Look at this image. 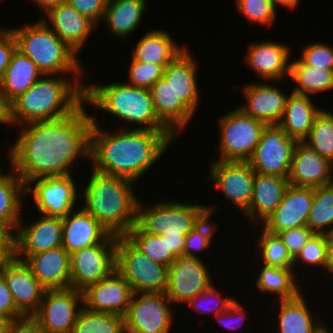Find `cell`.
I'll use <instances>...</instances> for the list:
<instances>
[{"instance_id": "cb8c5ba5", "label": "cell", "mask_w": 333, "mask_h": 333, "mask_svg": "<svg viewBox=\"0 0 333 333\" xmlns=\"http://www.w3.org/2000/svg\"><path fill=\"white\" fill-rule=\"evenodd\" d=\"M245 62L261 80L280 81L290 76V47L273 40L254 42L248 48Z\"/></svg>"}, {"instance_id": "94428289", "label": "cell", "mask_w": 333, "mask_h": 333, "mask_svg": "<svg viewBox=\"0 0 333 333\" xmlns=\"http://www.w3.org/2000/svg\"><path fill=\"white\" fill-rule=\"evenodd\" d=\"M277 9V5H281L282 7L284 6L285 8H288L290 10H293L295 8L300 0H271Z\"/></svg>"}, {"instance_id": "6125c7cd", "label": "cell", "mask_w": 333, "mask_h": 333, "mask_svg": "<svg viewBox=\"0 0 333 333\" xmlns=\"http://www.w3.org/2000/svg\"><path fill=\"white\" fill-rule=\"evenodd\" d=\"M12 319L4 315H0V333H8V328Z\"/></svg>"}, {"instance_id": "11a10c76", "label": "cell", "mask_w": 333, "mask_h": 333, "mask_svg": "<svg viewBox=\"0 0 333 333\" xmlns=\"http://www.w3.org/2000/svg\"><path fill=\"white\" fill-rule=\"evenodd\" d=\"M8 333H44L38 320L33 315H24L12 319Z\"/></svg>"}, {"instance_id": "8992f818", "label": "cell", "mask_w": 333, "mask_h": 333, "mask_svg": "<svg viewBox=\"0 0 333 333\" xmlns=\"http://www.w3.org/2000/svg\"><path fill=\"white\" fill-rule=\"evenodd\" d=\"M17 49L31 59L42 75L83 76L84 67L74 52L41 19L22 28H11Z\"/></svg>"}, {"instance_id": "30bf717a", "label": "cell", "mask_w": 333, "mask_h": 333, "mask_svg": "<svg viewBox=\"0 0 333 333\" xmlns=\"http://www.w3.org/2000/svg\"><path fill=\"white\" fill-rule=\"evenodd\" d=\"M116 241L110 234L102 243L70 253L71 288L83 291L116 270Z\"/></svg>"}, {"instance_id": "ba28073f", "label": "cell", "mask_w": 333, "mask_h": 333, "mask_svg": "<svg viewBox=\"0 0 333 333\" xmlns=\"http://www.w3.org/2000/svg\"><path fill=\"white\" fill-rule=\"evenodd\" d=\"M115 268L133 293L166 292L168 266L150 260L125 236H117Z\"/></svg>"}, {"instance_id": "83f0119b", "label": "cell", "mask_w": 333, "mask_h": 333, "mask_svg": "<svg viewBox=\"0 0 333 333\" xmlns=\"http://www.w3.org/2000/svg\"><path fill=\"white\" fill-rule=\"evenodd\" d=\"M197 63L186 47L165 68L163 78L180 99L195 113L200 101L197 83Z\"/></svg>"}, {"instance_id": "681fc988", "label": "cell", "mask_w": 333, "mask_h": 333, "mask_svg": "<svg viewBox=\"0 0 333 333\" xmlns=\"http://www.w3.org/2000/svg\"><path fill=\"white\" fill-rule=\"evenodd\" d=\"M281 238L283 244L286 246L287 251L294 259L301 248L307 243V241L313 236L314 232L307 226H301L297 228L287 229L277 233Z\"/></svg>"}, {"instance_id": "6f0895ef", "label": "cell", "mask_w": 333, "mask_h": 333, "mask_svg": "<svg viewBox=\"0 0 333 333\" xmlns=\"http://www.w3.org/2000/svg\"><path fill=\"white\" fill-rule=\"evenodd\" d=\"M0 251L7 257L13 255V235L0 223Z\"/></svg>"}, {"instance_id": "816d5d0a", "label": "cell", "mask_w": 333, "mask_h": 333, "mask_svg": "<svg viewBox=\"0 0 333 333\" xmlns=\"http://www.w3.org/2000/svg\"><path fill=\"white\" fill-rule=\"evenodd\" d=\"M16 48L17 42L11 28H0V79Z\"/></svg>"}, {"instance_id": "d6986e66", "label": "cell", "mask_w": 333, "mask_h": 333, "mask_svg": "<svg viewBox=\"0 0 333 333\" xmlns=\"http://www.w3.org/2000/svg\"><path fill=\"white\" fill-rule=\"evenodd\" d=\"M82 294L83 306L87 310L124 317L133 291L123 276L114 270L108 277L87 286Z\"/></svg>"}, {"instance_id": "3957f363", "label": "cell", "mask_w": 333, "mask_h": 333, "mask_svg": "<svg viewBox=\"0 0 333 333\" xmlns=\"http://www.w3.org/2000/svg\"><path fill=\"white\" fill-rule=\"evenodd\" d=\"M81 78L82 76L72 75L70 78L43 75L25 93L12 101L14 125L19 128V125L72 114L84 102L85 83Z\"/></svg>"}, {"instance_id": "603a6c76", "label": "cell", "mask_w": 333, "mask_h": 333, "mask_svg": "<svg viewBox=\"0 0 333 333\" xmlns=\"http://www.w3.org/2000/svg\"><path fill=\"white\" fill-rule=\"evenodd\" d=\"M45 15L46 18L43 16L41 20L77 54L97 27L66 1L50 8Z\"/></svg>"}, {"instance_id": "e575fe53", "label": "cell", "mask_w": 333, "mask_h": 333, "mask_svg": "<svg viewBox=\"0 0 333 333\" xmlns=\"http://www.w3.org/2000/svg\"><path fill=\"white\" fill-rule=\"evenodd\" d=\"M302 293L293 299L279 300L278 333H318L324 327L318 317H313Z\"/></svg>"}, {"instance_id": "e7e4bbea", "label": "cell", "mask_w": 333, "mask_h": 333, "mask_svg": "<svg viewBox=\"0 0 333 333\" xmlns=\"http://www.w3.org/2000/svg\"><path fill=\"white\" fill-rule=\"evenodd\" d=\"M318 333H333V332H331L330 329H328L325 324L324 327Z\"/></svg>"}, {"instance_id": "f1b7e54d", "label": "cell", "mask_w": 333, "mask_h": 333, "mask_svg": "<svg viewBox=\"0 0 333 333\" xmlns=\"http://www.w3.org/2000/svg\"><path fill=\"white\" fill-rule=\"evenodd\" d=\"M158 119L176 136L192 119L194 112L162 77L150 88Z\"/></svg>"}, {"instance_id": "4dcf8cb0", "label": "cell", "mask_w": 333, "mask_h": 333, "mask_svg": "<svg viewBox=\"0 0 333 333\" xmlns=\"http://www.w3.org/2000/svg\"><path fill=\"white\" fill-rule=\"evenodd\" d=\"M10 171L4 174L0 168V223L14 236L23 218L21 209L26 197V185L14 169Z\"/></svg>"}, {"instance_id": "7a4b0ae2", "label": "cell", "mask_w": 333, "mask_h": 333, "mask_svg": "<svg viewBox=\"0 0 333 333\" xmlns=\"http://www.w3.org/2000/svg\"><path fill=\"white\" fill-rule=\"evenodd\" d=\"M92 117L90 162L99 173L136 182L176 139L171 131L132 129L122 126L110 133Z\"/></svg>"}, {"instance_id": "ee69618b", "label": "cell", "mask_w": 333, "mask_h": 333, "mask_svg": "<svg viewBox=\"0 0 333 333\" xmlns=\"http://www.w3.org/2000/svg\"><path fill=\"white\" fill-rule=\"evenodd\" d=\"M211 216V214H208L186 235L184 256L197 258L199 256L195 251L207 250L212 246V237L217 232V228L215 222L209 221Z\"/></svg>"}, {"instance_id": "60d3db41", "label": "cell", "mask_w": 333, "mask_h": 333, "mask_svg": "<svg viewBox=\"0 0 333 333\" xmlns=\"http://www.w3.org/2000/svg\"><path fill=\"white\" fill-rule=\"evenodd\" d=\"M320 156L333 163V113L322 109L315 117L309 135L303 140Z\"/></svg>"}, {"instance_id": "6da1fadb", "label": "cell", "mask_w": 333, "mask_h": 333, "mask_svg": "<svg viewBox=\"0 0 333 333\" xmlns=\"http://www.w3.org/2000/svg\"><path fill=\"white\" fill-rule=\"evenodd\" d=\"M84 104L66 117L22 126L8 155L25 185L45 176L72 175L71 165L79 157L90 161L93 123Z\"/></svg>"}, {"instance_id": "b9f144b4", "label": "cell", "mask_w": 333, "mask_h": 333, "mask_svg": "<svg viewBox=\"0 0 333 333\" xmlns=\"http://www.w3.org/2000/svg\"><path fill=\"white\" fill-rule=\"evenodd\" d=\"M261 229V235L256 241L258 243L256 247L261 251L263 265L293 268V258L278 234L268 232L263 227Z\"/></svg>"}, {"instance_id": "484cf974", "label": "cell", "mask_w": 333, "mask_h": 333, "mask_svg": "<svg viewBox=\"0 0 333 333\" xmlns=\"http://www.w3.org/2000/svg\"><path fill=\"white\" fill-rule=\"evenodd\" d=\"M289 185L288 178L255 172L253 195L244 216L246 214L255 226L261 225L281 203Z\"/></svg>"}, {"instance_id": "74e56055", "label": "cell", "mask_w": 333, "mask_h": 333, "mask_svg": "<svg viewBox=\"0 0 333 333\" xmlns=\"http://www.w3.org/2000/svg\"><path fill=\"white\" fill-rule=\"evenodd\" d=\"M307 227L316 234H329L333 229V187L329 184L314 188Z\"/></svg>"}, {"instance_id": "f907efd6", "label": "cell", "mask_w": 333, "mask_h": 333, "mask_svg": "<svg viewBox=\"0 0 333 333\" xmlns=\"http://www.w3.org/2000/svg\"><path fill=\"white\" fill-rule=\"evenodd\" d=\"M66 2L98 26V22L103 20L108 0H66Z\"/></svg>"}, {"instance_id": "8fae6325", "label": "cell", "mask_w": 333, "mask_h": 333, "mask_svg": "<svg viewBox=\"0 0 333 333\" xmlns=\"http://www.w3.org/2000/svg\"><path fill=\"white\" fill-rule=\"evenodd\" d=\"M172 302L166 293H133L124 316L125 333H169Z\"/></svg>"}, {"instance_id": "1f68e13d", "label": "cell", "mask_w": 333, "mask_h": 333, "mask_svg": "<svg viewBox=\"0 0 333 333\" xmlns=\"http://www.w3.org/2000/svg\"><path fill=\"white\" fill-rule=\"evenodd\" d=\"M147 0H108L103 22L109 34L124 39L133 33L143 18Z\"/></svg>"}, {"instance_id": "f546056e", "label": "cell", "mask_w": 333, "mask_h": 333, "mask_svg": "<svg viewBox=\"0 0 333 333\" xmlns=\"http://www.w3.org/2000/svg\"><path fill=\"white\" fill-rule=\"evenodd\" d=\"M313 102L310 96L292 91L287 96L284 114L278 125L288 136L303 141L309 135L315 117L322 110Z\"/></svg>"}, {"instance_id": "c3c4849f", "label": "cell", "mask_w": 333, "mask_h": 333, "mask_svg": "<svg viewBox=\"0 0 333 333\" xmlns=\"http://www.w3.org/2000/svg\"><path fill=\"white\" fill-rule=\"evenodd\" d=\"M301 59L315 68L333 70V48L323 42L308 44L301 54Z\"/></svg>"}, {"instance_id": "4fadbf2b", "label": "cell", "mask_w": 333, "mask_h": 333, "mask_svg": "<svg viewBox=\"0 0 333 333\" xmlns=\"http://www.w3.org/2000/svg\"><path fill=\"white\" fill-rule=\"evenodd\" d=\"M75 183L72 175L37 178L26 185V196L32 194L37 212L46 216L64 217L75 209L79 198Z\"/></svg>"}, {"instance_id": "7c38bea8", "label": "cell", "mask_w": 333, "mask_h": 333, "mask_svg": "<svg viewBox=\"0 0 333 333\" xmlns=\"http://www.w3.org/2000/svg\"><path fill=\"white\" fill-rule=\"evenodd\" d=\"M297 142L279 125H266L253 155L247 162L257 173L288 178Z\"/></svg>"}, {"instance_id": "d4e9b609", "label": "cell", "mask_w": 333, "mask_h": 333, "mask_svg": "<svg viewBox=\"0 0 333 333\" xmlns=\"http://www.w3.org/2000/svg\"><path fill=\"white\" fill-rule=\"evenodd\" d=\"M70 254L61 246L34 255L25 262L46 290L68 289L70 283Z\"/></svg>"}, {"instance_id": "be15d7a7", "label": "cell", "mask_w": 333, "mask_h": 333, "mask_svg": "<svg viewBox=\"0 0 333 333\" xmlns=\"http://www.w3.org/2000/svg\"><path fill=\"white\" fill-rule=\"evenodd\" d=\"M326 270L333 275V244L329 245Z\"/></svg>"}, {"instance_id": "db71d44e", "label": "cell", "mask_w": 333, "mask_h": 333, "mask_svg": "<svg viewBox=\"0 0 333 333\" xmlns=\"http://www.w3.org/2000/svg\"><path fill=\"white\" fill-rule=\"evenodd\" d=\"M0 315L16 319L24 316L14 303L4 275L0 272Z\"/></svg>"}, {"instance_id": "9f6ffc18", "label": "cell", "mask_w": 333, "mask_h": 333, "mask_svg": "<svg viewBox=\"0 0 333 333\" xmlns=\"http://www.w3.org/2000/svg\"><path fill=\"white\" fill-rule=\"evenodd\" d=\"M13 125L12 120V102L7 98L0 86V125Z\"/></svg>"}, {"instance_id": "f5cc1de1", "label": "cell", "mask_w": 333, "mask_h": 333, "mask_svg": "<svg viewBox=\"0 0 333 333\" xmlns=\"http://www.w3.org/2000/svg\"><path fill=\"white\" fill-rule=\"evenodd\" d=\"M244 309L241 303L236 300L226 311L217 315L216 319L227 329H238L244 324V319L247 317Z\"/></svg>"}, {"instance_id": "7402d4cb", "label": "cell", "mask_w": 333, "mask_h": 333, "mask_svg": "<svg viewBox=\"0 0 333 333\" xmlns=\"http://www.w3.org/2000/svg\"><path fill=\"white\" fill-rule=\"evenodd\" d=\"M261 82L244 86L242 91L247 102L239 109L266 125H278L284 114L288 94L271 85L270 81Z\"/></svg>"}, {"instance_id": "44dd1931", "label": "cell", "mask_w": 333, "mask_h": 333, "mask_svg": "<svg viewBox=\"0 0 333 333\" xmlns=\"http://www.w3.org/2000/svg\"><path fill=\"white\" fill-rule=\"evenodd\" d=\"M333 163L320 156L303 141L295 145L288 177L289 184L297 187L329 185L333 176Z\"/></svg>"}, {"instance_id": "d590c367", "label": "cell", "mask_w": 333, "mask_h": 333, "mask_svg": "<svg viewBox=\"0 0 333 333\" xmlns=\"http://www.w3.org/2000/svg\"><path fill=\"white\" fill-rule=\"evenodd\" d=\"M259 269L256 287L262 293L277 294L279 300L296 298L302 291L297 284V272L293 268L263 265Z\"/></svg>"}, {"instance_id": "4316f807", "label": "cell", "mask_w": 333, "mask_h": 333, "mask_svg": "<svg viewBox=\"0 0 333 333\" xmlns=\"http://www.w3.org/2000/svg\"><path fill=\"white\" fill-rule=\"evenodd\" d=\"M62 247L70 254L102 243L110 233L83 208L62 217Z\"/></svg>"}, {"instance_id": "680465c9", "label": "cell", "mask_w": 333, "mask_h": 333, "mask_svg": "<svg viewBox=\"0 0 333 333\" xmlns=\"http://www.w3.org/2000/svg\"><path fill=\"white\" fill-rule=\"evenodd\" d=\"M185 238L186 237H162V239H165L168 249L177 257L184 256Z\"/></svg>"}, {"instance_id": "003e7915", "label": "cell", "mask_w": 333, "mask_h": 333, "mask_svg": "<svg viewBox=\"0 0 333 333\" xmlns=\"http://www.w3.org/2000/svg\"><path fill=\"white\" fill-rule=\"evenodd\" d=\"M328 236H329L330 244H333V229H332V231L328 234Z\"/></svg>"}, {"instance_id": "d6a6232c", "label": "cell", "mask_w": 333, "mask_h": 333, "mask_svg": "<svg viewBox=\"0 0 333 333\" xmlns=\"http://www.w3.org/2000/svg\"><path fill=\"white\" fill-rule=\"evenodd\" d=\"M167 31L151 30L139 41L132 53V59L145 63L163 65L168 64L180 54L186 46L177 45ZM180 46V47H179Z\"/></svg>"}, {"instance_id": "91938a15", "label": "cell", "mask_w": 333, "mask_h": 333, "mask_svg": "<svg viewBox=\"0 0 333 333\" xmlns=\"http://www.w3.org/2000/svg\"><path fill=\"white\" fill-rule=\"evenodd\" d=\"M31 1L35 4H38L37 7H39L46 13L50 8L55 7L66 0H31Z\"/></svg>"}, {"instance_id": "8d00e7d4", "label": "cell", "mask_w": 333, "mask_h": 333, "mask_svg": "<svg viewBox=\"0 0 333 333\" xmlns=\"http://www.w3.org/2000/svg\"><path fill=\"white\" fill-rule=\"evenodd\" d=\"M289 78L296 82L292 92L310 96L333 89V70L315 68L301 58L290 62Z\"/></svg>"}, {"instance_id": "836d02e7", "label": "cell", "mask_w": 333, "mask_h": 333, "mask_svg": "<svg viewBox=\"0 0 333 333\" xmlns=\"http://www.w3.org/2000/svg\"><path fill=\"white\" fill-rule=\"evenodd\" d=\"M42 76L37 65L16 48L0 79V86L12 102L20 94L25 93Z\"/></svg>"}, {"instance_id": "ac0fdd59", "label": "cell", "mask_w": 333, "mask_h": 333, "mask_svg": "<svg viewBox=\"0 0 333 333\" xmlns=\"http://www.w3.org/2000/svg\"><path fill=\"white\" fill-rule=\"evenodd\" d=\"M0 272L5 277L16 308L23 315H34L46 289L33 275L30 266L13 254L4 259Z\"/></svg>"}, {"instance_id": "a7ac6f4b", "label": "cell", "mask_w": 333, "mask_h": 333, "mask_svg": "<svg viewBox=\"0 0 333 333\" xmlns=\"http://www.w3.org/2000/svg\"><path fill=\"white\" fill-rule=\"evenodd\" d=\"M330 185L333 187V176H332V179H331Z\"/></svg>"}, {"instance_id": "f6af8a7d", "label": "cell", "mask_w": 333, "mask_h": 333, "mask_svg": "<svg viewBox=\"0 0 333 333\" xmlns=\"http://www.w3.org/2000/svg\"><path fill=\"white\" fill-rule=\"evenodd\" d=\"M239 14L248 19L252 24L269 26L277 15L271 0H235Z\"/></svg>"}, {"instance_id": "ffe728a7", "label": "cell", "mask_w": 333, "mask_h": 333, "mask_svg": "<svg viewBox=\"0 0 333 333\" xmlns=\"http://www.w3.org/2000/svg\"><path fill=\"white\" fill-rule=\"evenodd\" d=\"M314 197L313 187L289 185L281 203L261 226L268 232H278L307 226V219Z\"/></svg>"}, {"instance_id": "7bdbcfd3", "label": "cell", "mask_w": 333, "mask_h": 333, "mask_svg": "<svg viewBox=\"0 0 333 333\" xmlns=\"http://www.w3.org/2000/svg\"><path fill=\"white\" fill-rule=\"evenodd\" d=\"M329 245L330 240L327 234L314 233L293 259V270L296 272L295 269L300 265L302 266L300 263L314 267L321 266L326 269Z\"/></svg>"}, {"instance_id": "7dc6e473", "label": "cell", "mask_w": 333, "mask_h": 333, "mask_svg": "<svg viewBox=\"0 0 333 333\" xmlns=\"http://www.w3.org/2000/svg\"><path fill=\"white\" fill-rule=\"evenodd\" d=\"M128 80L126 83L140 88L150 89L164 75L163 65L145 63L133 60L129 66Z\"/></svg>"}, {"instance_id": "e0dca14e", "label": "cell", "mask_w": 333, "mask_h": 333, "mask_svg": "<svg viewBox=\"0 0 333 333\" xmlns=\"http://www.w3.org/2000/svg\"><path fill=\"white\" fill-rule=\"evenodd\" d=\"M40 215L37 221L26 225L21 218L13 236V254L18 259L25 261L30 255L62 246V217Z\"/></svg>"}, {"instance_id": "f35d334b", "label": "cell", "mask_w": 333, "mask_h": 333, "mask_svg": "<svg viewBox=\"0 0 333 333\" xmlns=\"http://www.w3.org/2000/svg\"><path fill=\"white\" fill-rule=\"evenodd\" d=\"M124 236L154 262L169 267L177 258L161 235L145 233L136 224Z\"/></svg>"}, {"instance_id": "277c9868", "label": "cell", "mask_w": 333, "mask_h": 333, "mask_svg": "<svg viewBox=\"0 0 333 333\" xmlns=\"http://www.w3.org/2000/svg\"><path fill=\"white\" fill-rule=\"evenodd\" d=\"M90 175L79 195L85 202L82 208L110 234L124 236L136 223L139 197L133 191L135 182L94 169Z\"/></svg>"}, {"instance_id": "2e32d148", "label": "cell", "mask_w": 333, "mask_h": 333, "mask_svg": "<svg viewBox=\"0 0 333 333\" xmlns=\"http://www.w3.org/2000/svg\"><path fill=\"white\" fill-rule=\"evenodd\" d=\"M210 277L209 269L201 257L179 256L168 267L165 293L173 304H185L214 284Z\"/></svg>"}, {"instance_id": "03108f58", "label": "cell", "mask_w": 333, "mask_h": 333, "mask_svg": "<svg viewBox=\"0 0 333 333\" xmlns=\"http://www.w3.org/2000/svg\"><path fill=\"white\" fill-rule=\"evenodd\" d=\"M6 256L0 251V267Z\"/></svg>"}, {"instance_id": "52a82bcc", "label": "cell", "mask_w": 333, "mask_h": 333, "mask_svg": "<svg viewBox=\"0 0 333 333\" xmlns=\"http://www.w3.org/2000/svg\"><path fill=\"white\" fill-rule=\"evenodd\" d=\"M214 205L190 202L163 201L145 205L137 203L136 225L145 233L161 237H186L208 214L214 212Z\"/></svg>"}, {"instance_id": "9a60e30c", "label": "cell", "mask_w": 333, "mask_h": 333, "mask_svg": "<svg viewBox=\"0 0 333 333\" xmlns=\"http://www.w3.org/2000/svg\"><path fill=\"white\" fill-rule=\"evenodd\" d=\"M209 180L243 213L249 208L255 171L247 161H210Z\"/></svg>"}, {"instance_id": "9c48e42d", "label": "cell", "mask_w": 333, "mask_h": 333, "mask_svg": "<svg viewBox=\"0 0 333 333\" xmlns=\"http://www.w3.org/2000/svg\"><path fill=\"white\" fill-rule=\"evenodd\" d=\"M221 161H248L266 124L236 108L219 119Z\"/></svg>"}, {"instance_id": "ab89813d", "label": "cell", "mask_w": 333, "mask_h": 333, "mask_svg": "<svg viewBox=\"0 0 333 333\" xmlns=\"http://www.w3.org/2000/svg\"><path fill=\"white\" fill-rule=\"evenodd\" d=\"M71 333H125L124 317L83 307Z\"/></svg>"}, {"instance_id": "5bb4252c", "label": "cell", "mask_w": 333, "mask_h": 333, "mask_svg": "<svg viewBox=\"0 0 333 333\" xmlns=\"http://www.w3.org/2000/svg\"><path fill=\"white\" fill-rule=\"evenodd\" d=\"M82 291L73 288L45 290L33 315L44 333H71L84 307ZM80 305V306H79Z\"/></svg>"}, {"instance_id": "bcb514c9", "label": "cell", "mask_w": 333, "mask_h": 333, "mask_svg": "<svg viewBox=\"0 0 333 333\" xmlns=\"http://www.w3.org/2000/svg\"><path fill=\"white\" fill-rule=\"evenodd\" d=\"M236 300L237 299H234L232 297L223 298L221 296V293H219V291L217 290L216 287H214L213 284L207 290L201 292L196 297L188 300L185 304H188L190 308L192 306V308L197 310L199 313H210V312L213 313L215 310L213 314L216 317L217 315L226 311Z\"/></svg>"}, {"instance_id": "5b68a950", "label": "cell", "mask_w": 333, "mask_h": 333, "mask_svg": "<svg viewBox=\"0 0 333 333\" xmlns=\"http://www.w3.org/2000/svg\"><path fill=\"white\" fill-rule=\"evenodd\" d=\"M84 102L115 115L124 123L137 124L132 129L170 131L157 117L150 89L126 82L84 86Z\"/></svg>"}]
</instances>
